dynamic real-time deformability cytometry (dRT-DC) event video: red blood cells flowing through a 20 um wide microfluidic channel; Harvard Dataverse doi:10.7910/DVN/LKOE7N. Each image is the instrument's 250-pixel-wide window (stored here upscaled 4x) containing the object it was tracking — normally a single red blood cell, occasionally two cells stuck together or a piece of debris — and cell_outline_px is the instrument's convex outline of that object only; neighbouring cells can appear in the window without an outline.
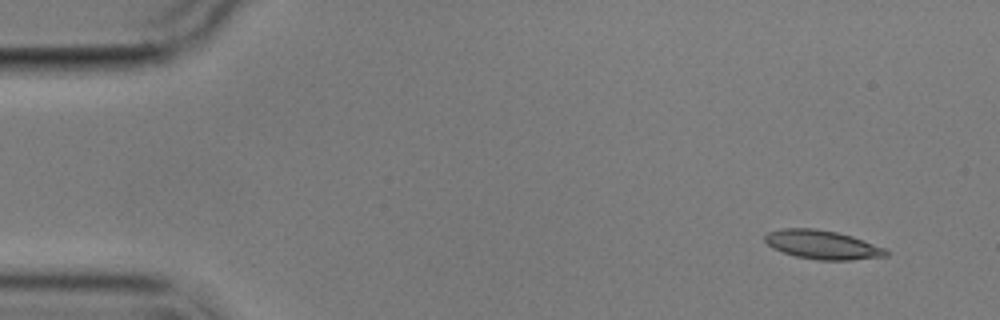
{"species": "common noctule bat (a hibernating species)", "species_latin": "Nyctalus noctula", "temperature_condition": "cold", "stored_images_in_passage": 8, "camera_frame_rate_fps": 3000, "um_per_image_px": 0.085, "animal": {"sex": "male", "body_mass_g": 17.9}, "frame": {"image": 1, "passage_image": 1, "time_ms": 0.0, "image_size_px": [1000, 320], "cell_outline_px": [[888, 256], [852, 260], [816, 260], [796, 256], [772, 248], [764, 240], [764, 236], [768, 232], [780, 228], [816, 228], [836, 232], [852, 236], [884, 248], [888, 252]], "centroid_in_image_um": [69.88, 20.8], "position_along_channel_um": 15.1, "area_um2": 20.35}}
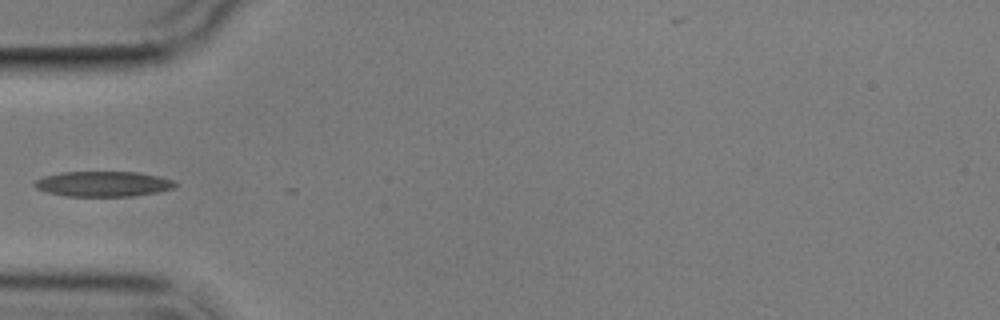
{"frame": {"image": 2, "passage_image": 5, "time_ms": 4.667, "image_size_px": [1000, 320], "cell_outline_px": [[176, 184], [172, 188], [156, 192], [132, 196], [64, 196], [48, 192], [36, 188], [32, 184], [36, 180], [44, 176], [60, 172], [136, 172], [160, 176], [172, 180]], "centroid_in_image_um": [8.73, 15.63], "position_along_channel_um": 76.3, "area_um2": 20.58}}
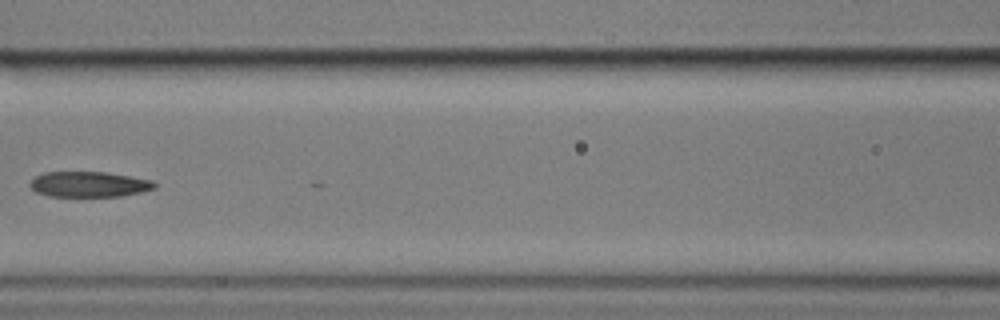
{"frame": {"image": 3, "passage_image": 7, "time_ms": 7.0, "image_size_px": [1000, 320], "cell_outline_px": [[156, 188], [140, 192], [120, 196], [48, 196], [36, 192], [28, 184], [36, 176], [44, 172], [104, 172], [152, 180], [156, 184]], "centroid_in_image_um": [7.55, 15.66], "position_along_channel_um": 159.1, "area_um2": 18.32}}